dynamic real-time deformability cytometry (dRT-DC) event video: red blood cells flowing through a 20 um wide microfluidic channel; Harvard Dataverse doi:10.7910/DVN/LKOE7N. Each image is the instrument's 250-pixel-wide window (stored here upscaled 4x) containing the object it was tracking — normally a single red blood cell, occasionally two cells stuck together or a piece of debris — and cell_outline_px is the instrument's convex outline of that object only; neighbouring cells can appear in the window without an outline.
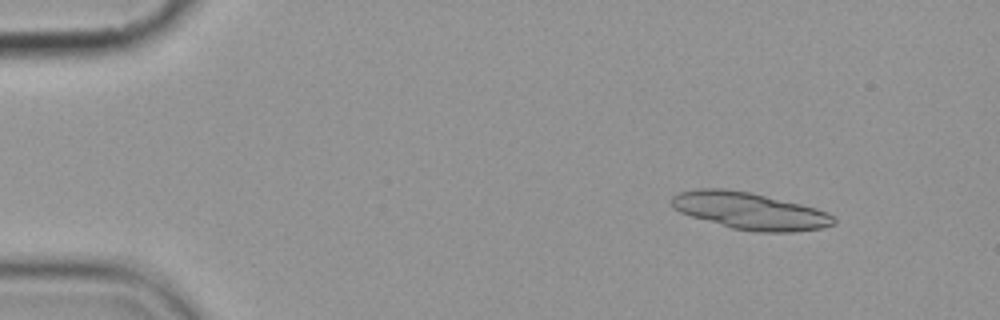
{"species": "common noctule bat (a hibernating species)", "species_latin": "Nyctalus noctula", "temperature_condition": "cold", "stored_images_in_passage": 5, "camera_frame_rate_fps": 3000, "um_per_image_px": 0.085, "animal": {"sex": "female", "body_mass_g": 19.9}, "frame": {"image": 1, "passage_image": 2, "time_ms": 1.333, "image_size_px": [1000, 320], "cell_outline_px": [[836, 224], [824, 228], [796, 232], [756, 232], [732, 228], [692, 216], [680, 212], [672, 208], [672, 196], [680, 192], [696, 188], [724, 188], [752, 192], [816, 208], [828, 212], [836, 216]], "centroid_in_image_um": [63.78, 17.92], "position_along_channel_um": 21.2, "area_um2": 35.2}}
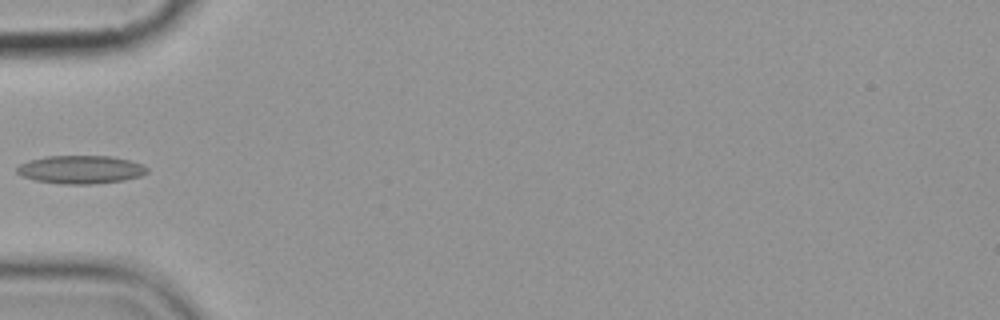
{"frame": {"image": 2, "passage_image": 5, "time_ms": 5.667, "image_size_px": [1000, 320], "cell_outline_px": [[148, 172], [140, 176], [124, 180], [92, 184], [60, 184], [36, 180], [20, 176], [16, 172], [16, 168], [20, 164], [28, 160], [44, 156], [112, 156], [128, 160], [140, 164], [148, 168]], "centroid_in_image_um": [6.82, 14.41], "position_along_channel_um": 78.2, "area_um2": 21.44}}